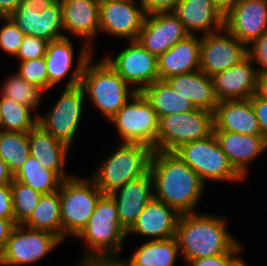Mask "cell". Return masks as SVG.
Returning <instances> with one entry per match:
<instances>
[{
  "label": "cell",
  "instance_id": "obj_32",
  "mask_svg": "<svg viewBox=\"0 0 267 266\" xmlns=\"http://www.w3.org/2000/svg\"><path fill=\"white\" fill-rule=\"evenodd\" d=\"M13 179L22 182L41 194H48L59 190L62 179L51 170L41 166L33 156L24 162Z\"/></svg>",
  "mask_w": 267,
  "mask_h": 266
},
{
  "label": "cell",
  "instance_id": "obj_2",
  "mask_svg": "<svg viewBox=\"0 0 267 266\" xmlns=\"http://www.w3.org/2000/svg\"><path fill=\"white\" fill-rule=\"evenodd\" d=\"M204 214H180L175 237L181 258L187 263L224 253H241V243L227 230L226 217Z\"/></svg>",
  "mask_w": 267,
  "mask_h": 266
},
{
  "label": "cell",
  "instance_id": "obj_36",
  "mask_svg": "<svg viewBox=\"0 0 267 266\" xmlns=\"http://www.w3.org/2000/svg\"><path fill=\"white\" fill-rule=\"evenodd\" d=\"M10 188L14 222L16 225H23L37 207L42 194L15 179H12Z\"/></svg>",
  "mask_w": 267,
  "mask_h": 266
},
{
  "label": "cell",
  "instance_id": "obj_27",
  "mask_svg": "<svg viewBox=\"0 0 267 266\" xmlns=\"http://www.w3.org/2000/svg\"><path fill=\"white\" fill-rule=\"evenodd\" d=\"M189 35L157 58L159 79L199 70L201 37Z\"/></svg>",
  "mask_w": 267,
  "mask_h": 266
},
{
  "label": "cell",
  "instance_id": "obj_40",
  "mask_svg": "<svg viewBox=\"0 0 267 266\" xmlns=\"http://www.w3.org/2000/svg\"><path fill=\"white\" fill-rule=\"evenodd\" d=\"M247 57L254 65L258 64V74L267 73V31L247 46Z\"/></svg>",
  "mask_w": 267,
  "mask_h": 266
},
{
  "label": "cell",
  "instance_id": "obj_47",
  "mask_svg": "<svg viewBox=\"0 0 267 266\" xmlns=\"http://www.w3.org/2000/svg\"><path fill=\"white\" fill-rule=\"evenodd\" d=\"M20 0H0V17H9L19 5Z\"/></svg>",
  "mask_w": 267,
  "mask_h": 266
},
{
  "label": "cell",
  "instance_id": "obj_25",
  "mask_svg": "<svg viewBox=\"0 0 267 266\" xmlns=\"http://www.w3.org/2000/svg\"><path fill=\"white\" fill-rule=\"evenodd\" d=\"M173 12L190 35H207L224 28V16L212 0H181Z\"/></svg>",
  "mask_w": 267,
  "mask_h": 266
},
{
  "label": "cell",
  "instance_id": "obj_35",
  "mask_svg": "<svg viewBox=\"0 0 267 266\" xmlns=\"http://www.w3.org/2000/svg\"><path fill=\"white\" fill-rule=\"evenodd\" d=\"M43 93L40 88L27 82L17 73L5 78L0 86V96L13 99L32 110L38 109Z\"/></svg>",
  "mask_w": 267,
  "mask_h": 266
},
{
  "label": "cell",
  "instance_id": "obj_51",
  "mask_svg": "<svg viewBox=\"0 0 267 266\" xmlns=\"http://www.w3.org/2000/svg\"><path fill=\"white\" fill-rule=\"evenodd\" d=\"M56 0H20V3H28L37 7L38 12H42L53 4Z\"/></svg>",
  "mask_w": 267,
  "mask_h": 266
},
{
  "label": "cell",
  "instance_id": "obj_10",
  "mask_svg": "<svg viewBox=\"0 0 267 266\" xmlns=\"http://www.w3.org/2000/svg\"><path fill=\"white\" fill-rule=\"evenodd\" d=\"M63 241L53 233L16 225L2 252L0 265L28 266L44 259Z\"/></svg>",
  "mask_w": 267,
  "mask_h": 266
},
{
  "label": "cell",
  "instance_id": "obj_9",
  "mask_svg": "<svg viewBox=\"0 0 267 266\" xmlns=\"http://www.w3.org/2000/svg\"><path fill=\"white\" fill-rule=\"evenodd\" d=\"M214 114L203 109L159 118L156 150L174 152L181 145L213 134Z\"/></svg>",
  "mask_w": 267,
  "mask_h": 266
},
{
  "label": "cell",
  "instance_id": "obj_38",
  "mask_svg": "<svg viewBox=\"0 0 267 266\" xmlns=\"http://www.w3.org/2000/svg\"><path fill=\"white\" fill-rule=\"evenodd\" d=\"M5 24L0 27V48L16 57L25 34L9 17H0Z\"/></svg>",
  "mask_w": 267,
  "mask_h": 266
},
{
  "label": "cell",
  "instance_id": "obj_13",
  "mask_svg": "<svg viewBox=\"0 0 267 266\" xmlns=\"http://www.w3.org/2000/svg\"><path fill=\"white\" fill-rule=\"evenodd\" d=\"M200 36L202 37L199 70L210 77L231 68L247 57V46L225 27L220 31Z\"/></svg>",
  "mask_w": 267,
  "mask_h": 266
},
{
  "label": "cell",
  "instance_id": "obj_24",
  "mask_svg": "<svg viewBox=\"0 0 267 266\" xmlns=\"http://www.w3.org/2000/svg\"><path fill=\"white\" fill-rule=\"evenodd\" d=\"M30 155L37 159L41 166L54 171L62 180L71 178L66 173L67 156L70 147L62 141L54 138L39 124L28 132Z\"/></svg>",
  "mask_w": 267,
  "mask_h": 266
},
{
  "label": "cell",
  "instance_id": "obj_44",
  "mask_svg": "<svg viewBox=\"0 0 267 266\" xmlns=\"http://www.w3.org/2000/svg\"><path fill=\"white\" fill-rule=\"evenodd\" d=\"M0 218L14 219L10 185L0 186Z\"/></svg>",
  "mask_w": 267,
  "mask_h": 266
},
{
  "label": "cell",
  "instance_id": "obj_26",
  "mask_svg": "<svg viewBox=\"0 0 267 266\" xmlns=\"http://www.w3.org/2000/svg\"><path fill=\"white\" fill-rule=\"evenodd\" d=\"M213 114L214 130L261 135L250 99L219 101Z\"/></svg>",
  "mask_w": 267,
  "mask_h": 266
},
{
  "label": "cell",
  "instance_id": "obj_18",
  "mask_svg": "<svg viewBox=\"0 0 267 266\" xmlns=\"http://www.w3.org/2000/svg\"><path fill=\"white\" fill-rule=\"evenodd\" d=\"M224 27L248 46L267 31V0H239L224 16Z\"/></svg>",
  "mask_w": 267,
  "mask_h": 266
},
{
  "label": "cell",
  "instance_id": "obj_16",
  "mask_svg": "<svg viewBox=\"0 0 267 266\" xmlns=\"http://www.w3.org/2000/svg\"><path fill=\"white\" fill-rule=\"evenodd\" d=\"M190 34L173 11L147 14L138 41L157 58Z\"/></svg>",
  "mask_w": 267,
  "mask_h": 266
},
{
  "label": "cell",
  "instance_id": "obj_33",
  "mask_svg": "<svg viewBox=\"0 0 267 266\" xmlns=\"http://www.w3.org/2000/svg\"><path fill=\"white\" fill-rule=\"evenodd\" d=\"M0 155L14 176L30 156L28 132L0 130Z\"/></svg>",
  "mask_w": 267,
  "mask_h": 266
},
{
  "label": "cell",
  "instance_id": "obj_7",
  "mask_svg": "<svg viewBox=\"0 0 267 266\" xmlns=\"http://www.w3.org/2000/svg\"><path fill=\"white\" fill-rule=\"evenodd\" d=\"M174 153L198 174L205 185L208 181L241 182L244 180L221 150L214 134L185 143Z\"/></svg>",
  "mask_w": 267,
  "mask_h": 266
},
{
  "label": "cell",
  "instance_id": "obj_1",
  "mask_svg": "<svg viewBox=\"0 0 267 266\" xmlns=\"http://www.w3.org/2000/svg\"><path fill=\"white\" fill-rule=\"evenodd\" d=\"M149 172L155 199L179 214L197 212L206 185L176 153L153 150Z\"/></svg>",
  "mask_w": 267,
  "mask_h": 266
},
{
  "label": "cell",
  "instance_id": "obj_37",
  "mask_svg": "<svg viewBox=\"0 0 267 266\" xmlns=\"http://www.w3.org/2000/svg\"><path fill=\"white\" fill-rule=\"evenodd\" d=\"M19 62L16 73L27 82L46 92L48 90V73L44 57Z\"/></svg>",
  "mask_w": 267,
  "mask_h": 266
},
{
  "label": "cell",
  "instance_id": "obj_48",
  "mask_svg": "<svg viewBox=\"0 0 267 266\" xmlns=\"http://www.w3.org/2000/svg\"><path fill=\"white\" fill-rule=\"evenodd\" d=\"M13 179V175L10 173L9 169L3 158L0 155V186L10 185Z\"/></svg>",
  "mask_w": 267,
  "mask_h": 266
},
{
  "label": "cell",
  "instance_id": "obj_23",
  "mask_svg": "<svg viewBox=\"0 0 267 266\" xmlns=\"http://www.w3.org/2000/svg\"><path fill=\"white\" fill-rule=\"evenodd\" d=\"M180 214L167 204L155 198L150 200L139 214L136 223L127 232L148 237L150 240H163L176 236Z\"/></svg>",
  "mask_w": 267,
  "mask_h": 266
},
{
  "label": "cell",
  "instance_id": "obj_6",
  "mask_svg": "<svg viewBox=\"0 0 267 266\" xmlns=\"http://www.w3.org/2000/svg\"><path fill=\"white\" fill-rule=\"evenodd\" d=\"M86 178L75 174L60 184L62 241L69 235L75 238L83 230L103 195L94 181Z\"/></svg>",
  "mask_w": 267,
  "mask_h": 266
},
{
  "label": "cell",
  "instance_id": "obj_3",
  "mask_svg": "<svg viewBox=\"0 0 267 266\" xmlns=\"http://www.w3.org/2000/svg\"><path fill=\"white\" fill-rule=\"evenodd\" d=\"M127 232L122 228L117 205L110 194H103L83 230L75 237L86 244L83 259L119 258Z\"/></svg>",
  "mask_w": 267,
  "mask_h": 266
},
{
  "label": "cell",
  "instance_id": "obj_39",
  "mask_svg": "<svg viewBox=\"0 0 267 266\" xmlns=\"http://www.w3.org/2000/svg\"><path fill=\"white\" fill-rule=\"evenodd\" d=\"M48 42L38 37L25 35L20 49L16 55L19 61L43 58L46 53Z\"/></svg>",
  "mask_w": 267,
  "mask_h": 266
},
{
  "label": "cell",
  "instance_id": "obj_17",
  "mask_svg": "<svg viewBox=\"0 0 267 266\" xmlns=\"http://www.w3.org/2000/svg\"><path fill=\"white\" fill-rule=\"evenodd\" d=\"M9 18L25 34L46 40L48 43L65 37L63 31L62 3L56 0L42 12L28 3H19Z\"/></svg>",
  "mask_w": 267,
  "mask_h": 266
},
{
  "label": "cell",
  "instance_id": "obj_14",
  "mask_svg": "<svg viewBox=\"0 0 267 266\" xmlns=\"http://www.w3.org/2000/svg\"><path fill=\"white\" fill-rule=\"evenodd\" d=\"M79 57L74 64V48L70 37H63L48 43L44 56L48 73V90L55 87L57 83L64 80L67 76L69 81L65 87H74L80 85L82 71L85 63L93 56L90 50L83 42L81 43ZM74 65L73 71L72 67Z\"/></svg>",
  "mask_w": 267,
  "mask_h": 266
},
{
  "label": "cell",
  "instance_id": "obj_29",
  "mask_svg": "<svg viewBox=\"0 0 267 266\" xmlns=\"http://www.w3.org/2000/svg\"><path fill=\"white\" fill-rule=\"evenodd\" d=\"M179 255L178 241L173 237L145 241L129 259H121L127 266H175Z\"/></svg>",
  "mask_w": 267,
  "mask_h": 266
},
{
  "label": "cell",
  "instance_id": "obj_21",
  "mask_svg": "<svg viewBox=\"0 0 267 266\" xmlns=\"http://www.w3.org/2000/svg\"><path fill=\"white\" fill-rule=\"evenodd\" d=\"M110 195L116 202L120 224L128 232L146 204L154 198L150 172L127 182Z\"/></svg>",
  "mask_w": 267,
  "mask_h": 266
},
{
  "label": "cell",
  "instance_id": "obj_4",
  "mask_svg": "<svg viewBox=\"0 0 267 266\" xmlns=\"http://www.w3.org/2000/svg\"><path fill=\"white\" fill-rule=\"evenodd\" d=\"M92 57L85 63L80 85L93 106L110 120L136 91L103 58L94 63Z\"/></svg>",
  "mask_w": 267,
  "mask_h": 266
},
{
  "label": "cell",
  "instance_id": "obj_22",
  "mask_svg": "<svg viewBox=\"0 0 267 266\" xmlns=\"http://www.w3.org/2000/svg\"><path fill=\"white\" fill-rule=\"evenodd\" d=\"M221 150L235 170L245 179L252 161L267 151V142L261 135H247L213 130Z\"/></svg>",
  "mask_w": 267,
  "mask_h": 266
},
{
  "label": "cell",
  "instance_id": "obj_46",
  "mask_svg": "<svg viewBox=\"0 0 267 266\" xmlns=\"http://www.w3.org/2000/svg\"><path fill=\"white\" fill-rule=\"evenodd\" d=\"M16 226L14 219L0 218V253L4 249L13 228Z\"/></svg>",
  "mask_w": 267,
  "mask_h": 266
},
{
  "label": "cell",
  "instance_id": "obj_31",
  "mask_svg": "<svg viewBox=\"0 0 267 266\" xmlns=\"http://www.w3.org/2000/svg\"><path fill=\"white\" fill-rule=\"evenodd\" d=\"M23 225L30 229L44 230L53 233L62 240L59 190L48 194H42L37 207Z\"/></svg>",
  "mask_w": 267,
  "mask_h": 266
},
{
  "label": "cell",
  "instance_id": "obj_15",
  "mask_svg": "<svg viewBox=\"0 0 267 266\" xmlns=\"http://www.w3.org/2000/svg\"><path fill=\"white\" fill-rule=\"evenodd\" d=\"M136 1L114 0L100 4L99 32L128 41L137 40L147 14L140 1Z\"/></svg>",
  "mask_w": 267,
  "mask_h": 266
},
{
  "label": "cell",
  "instance_id": "obj_41",
  "mask_svg": "<svg viewBox=\"0 0 267 266\" xmlns=\"http://www.w3.org/2000/svg\"><path fill=\"white\" fill-rule=\"evenodd\" d=\"M249 99L259 123L261 136L267 142V100L257 93L253 94Z\"/></svg>",
  "mask_w": 267,
  "mask_h": 266
},
{
  "label": "cell",
  "instance_id": "obj_28",
  "mask_svg": "<svg viewBox=\"0 0 267 266\" xmlns=\"http://www.w3.org/2000/svg\"><path fill=\"white\" fill-rule=\"evenodd\" d=\"M165 81L173 90L192 102L195 108L214 112L219 101L214 93L212 77L201 70L173 75Z\"/></svg>",
  "mask_w": 267,
  "mask_h": 266
},
{
  "label": "cell",
  "instance_id": "obj_49",
  "mask_svg": "<svg viewBox=\"0 0 267 266\" xmlns=\"http://www.w3.org/2000/svg\"><path fill=\"white\" fill-rule=\"evenodd\" d=\"M214 6L225 16L239 0H212Z\"/></svg>",
  "mask_w": 267,
  "mask_h": 266
},
{
  "label": "cell",
  "instance_id": "obj_52",
  "mask_svg": "<svg viewBox=\"0 0 267 266\" xmlns=\"http://www.w3.org/2000/svg\"><path fill=\"white\" fill-rule=\"evenodd\" d=\"M230 266H248L239 255L232 261Z\"/></svg>",
  "mask_w": 267,
  "mask_h": 266
},
{
  "label": "cell",
  "instance_id": "obj_8",
  "mask_svg": "<svg viewBox=\"0 0 267 266\" xmlns=\"http://www.w3.org/2000/svg\"><path fill=\"white\" fill-rule=\"evenodd\" d=\"M109 122L115 126L121 143H139L156 150L159 118L142 92H136Z\"/></svg>",
  "mask_w": 267,
  "mask_h": 266
},
{
  "label": "cell",
  "instance_id": "obj_20",
  "mask_svg": "<svg viewBox=\"0 0 267 266\" xmlns=\"http://www.w3.org/2000/svg\"><path fill=\"white\" fill-rule=\"evenodd\" d=\"M62 3L63 31L65 37L81 38L92 50L91 43L99 33V4L95 0H60Z\"/></svg>",
  "mask_w": 267,
  "mask_h": 266
},
{
  "label": "cell",
  "instance_id": "obj_12",
  "mask_svg": "<svg viewBox=\"0 0 267 266\" xmlns=\"http://www.w3.org/2000/svg\"><path fill=\"white\" fill-rule=\"evenodd\" d=\"M103 59L136 92H142L159 79L157 57L146 50L138 40H130L117 55Z\"/></svg>",
  "mask_w": 267,
  "mask_h": 266
},
{
  "label": "cell",
  "instance_id": "obj_42",
  "mask_svg": "<svg viewBox=\"0 0 267 266\" xmlns=\"http://www.w3.org/2000/svg\"><path fill=\"white\" fill-rule=\"evenodd\" d=\"M239 255V253H224L216 256H209L204 258H197L189 260L186 265L189 266H230L232 261Z\"/></svg>",
  "mask_w": 267,
  "mask_h": 266
},
{
  "label": "cell",
  "instance_id": "obj_34",
  "mask_svg": "<svg viewBox=\"0 0 267 266\" xmlns=\"http://www.w3.org/2000/svg\"><path fill=\"white\" fill-rule=\"evenodd\" d=\"M13 99L1 96V129L3 131L29 132L38 124V113Z\"/></svg>",
  "mask_w": 267,
  "mask_h": 266
},
{
  "label": "cell",
  "instance_id": "obj_5",
  "mask_svg": "<svg viewBox=\"0 0 267 266\" xmlns=\"http://www.w3.org/2000/svg\"><path fill=\"white\" fill-rule=\"evenodd\" d=\"M153 149L139 143H120L90 177L103 194H110L149 171Z\"/></svg>",
  "mask_w": 267,
  "mask_h": 266
},
{
  "label": "cell",
  "instance_id": "obj_53",
  "mask_svg": "<svg viewBox=\"0 0 267 266\" xmlns=\"http://www.w3.org/2000/svg\"><path fill=\"white\" fill-rule=\"evenodd\" d=\"M99 5L105 2L114 1V0H95Z\"/></svg>",
  "mask_w": 267,
  "mask_h": 266
},
{
  "label": "cell",
  "instance_id": "obj_45",
  "mask_svg": "<svg viewBox=\"0 0 267 266\" xmlns=\"http://www.w3.org/2000/svg\"><path fill=\"white\" fill-rule=\"evenodd\" d=\"M79 266H127L122 259L119 258H88L78 260Z\"/></svg>",
  "mask_w": 267,
  "mask_h": 266
},
{
  "label": "cell",
  "instance_id": "obj_11",
  "mask_svg": "<svg viewBox=\"0 0 267 266\" xmlns=\"http://www.w3.org/2000/svg\"><path fill=\"white\" fill-rule=\"evenodd\" d=\"M85 99L81 85L65 87L50 110L46 114L38 115V124L71 148L75 137H78Z\"/></svg>",
  "mask_w": 267,
  "mask_h": 266
},
{
  "label": "cell",
  "instance_id": "obj_43",
  "mask_svg": "<svg viewBox=\"0 0 267 266\" xmlns=\"http://www.w3.org/2000/svg\"><path fill=\"white\" fill-rule=\"evenodd\" d=\"M181 0H140L146 14L173 11Z\"/></svg>",
  "mask_w": 267,
  "mask_h": 266
},
{
  "label": "cell",
  "instance_id": "obj_50",
  "mask_svg": "<svg viewBox=\"0 0 267 266\" xmlns=\"http://www.w3.org/2000/svg\"><path fill=\"white\" fill-rule=\"evenodd\" d=\"M257 94L267 100V73L258 74Z\"/></svg>",
  "mask_w": 267,
  "mask_h": 266
},
{
  "label": "cell",
  "instance_id": "obj_30",
  "mask_svg": "<svg viewBox=\"0 0 267 266\" xmlns=\"http://www.w3.org/2000/svg\"><path fill=\"white\" fill-rule=\"evenodd\" d=\"M142 94L152 104L158 118L196 109L192 102L173 90L165 80H158L148 85Z\"/></svg>",
  "mask_w": 267,
  "mask_h": 266
},
{
  "label": "cell",
  "instance_id": "obj_19",
  "mask_svg": "<svg viewBox=\"0 0 267 266\" xmlns=\"http://www.w3.org/2000/svg\"><path fill=\"white\" fill-rule=\"evenodd\" d=\"M214 93L218 101L247 100L257 93L258 73L246 57L240 63L212 76Z\"/></svg>",
  "mask_w": 267,
  "mask_h": 266
},
{
  "label": "cell",
  "instance_id": "obj_54",
  "mask_svg": "<svg viewBox=\"0 0 267 266\" xmlns=\"http://www.w3.org/2000/svg\"><path fill=\"white\" fill-rule=\"evenodd\" d=\"M2 114H1V96H0V128H1Z\"/></svg>",
  "mask_w": 267,
  "mask_h": 266
}]
</instances>
